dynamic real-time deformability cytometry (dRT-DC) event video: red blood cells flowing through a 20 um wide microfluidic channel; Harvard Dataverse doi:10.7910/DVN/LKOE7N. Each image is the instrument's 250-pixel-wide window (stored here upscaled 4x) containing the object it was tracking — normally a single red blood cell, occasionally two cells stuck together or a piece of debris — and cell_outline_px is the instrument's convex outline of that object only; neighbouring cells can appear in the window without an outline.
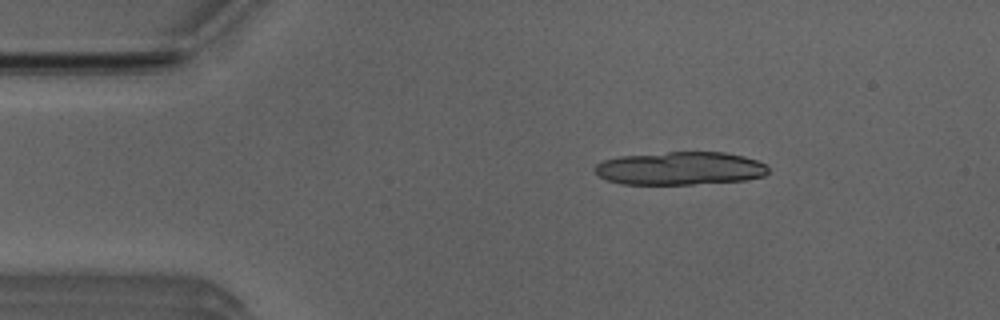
{"species": "Egyptian fruit bat (a non-hibernating species)", "species_latin": "Rousettus aegyptiacus", "temperature_condition": "room temperature", "stored_images_in_passage": 13, "camera_frame_rate_fps": 3000, "um_per_image_px": 0.085, "animal": {"sex": "male"}, "frame": {"image": 1, "passage_image": 7, "time_ms": 2.0, "image_size_px": [1000, 320], "cell_outline_px": [[768, 172], [764, 176], [744, 180], [692, 184], [620, 184], [608, 180], [600, 176], [596, 172], [596, 164], [604, 160], [620, 156], [668, 152], [724, 152], [744, 156], [756, 160], [764, 164], [768, 168]], "centroid_in_image_um": [57.82, 14.31], "position_along_channel_um": 27.2, "area_um2": 33.29}}